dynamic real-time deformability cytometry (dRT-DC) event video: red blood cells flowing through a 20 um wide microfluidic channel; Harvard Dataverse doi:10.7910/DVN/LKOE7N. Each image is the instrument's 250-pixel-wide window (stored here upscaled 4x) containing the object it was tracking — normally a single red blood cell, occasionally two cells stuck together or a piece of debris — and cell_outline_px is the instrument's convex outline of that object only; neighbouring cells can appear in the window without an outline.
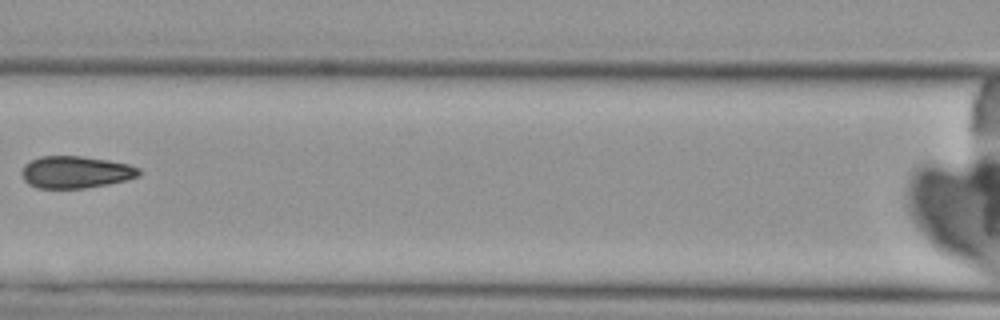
{"species": "Egyptian fruit bat (a non-hibernating species)", "species_latin": "Rousettus aegyptiacus", "temperature_condition": "cold", "stored_images_in_passage": 4, "camera_frame_rate_fps": 3000, "um_per_image_px": 0.085, "animal": {"sex": "female"}, "frame": {"image": 1, "passage_image": 4, "time_ms": 3.667, "image_size_px": [1000, 320], "cell_outline_px": [[140, 176], [108, 184], [84, 188], [36, 188], [28, 184], [24, 180], [20, 172], [24, 164], [40, 156], [80, 156], [108, 160], [128, 164], [140, 168]], "centroid_in_image_um": [6.4, 14.63], "position_along_channel_um": 160.2, "area_um2": 21.96}}